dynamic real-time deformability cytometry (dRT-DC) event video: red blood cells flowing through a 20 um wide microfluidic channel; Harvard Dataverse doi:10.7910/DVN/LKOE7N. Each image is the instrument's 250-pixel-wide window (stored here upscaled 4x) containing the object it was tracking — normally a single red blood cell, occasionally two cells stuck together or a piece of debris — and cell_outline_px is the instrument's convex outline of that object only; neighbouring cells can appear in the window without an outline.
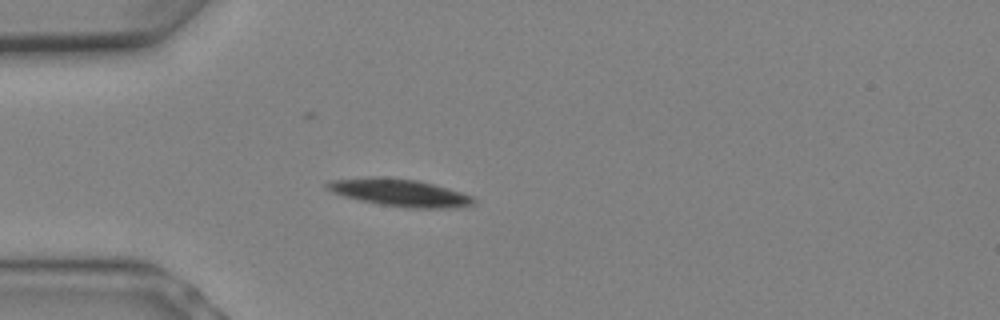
{"species": "Egyptian fruit bat (a non-hibernating species)", "species_latin": "Rousettus aegyptiacus", "temperature_condition": "warm", "stored_images_in_passage": 9, "camera_frame_rate_fps": 3000, "um_per_image_px": 0.085, "animal": {"sex": "female"}, "frame": {"image": 1, "passage_image": 7, "time_ms": 2.0, "image_size_px": [1000, 320], "cell_outline_px": [[476, 204], [456, 208], [408, 208], [380, 204], [360, 200], [344, 196], [332, 192], [324, 188], [324, 184], [332, 180], [376, 176], [416, 180], [448, 188], [472, 196], [476, 200]], "centroid_in_image_um": [33.98, 16.38], "position_along_channel_um": 51.0, "area_um2": 23.35}}
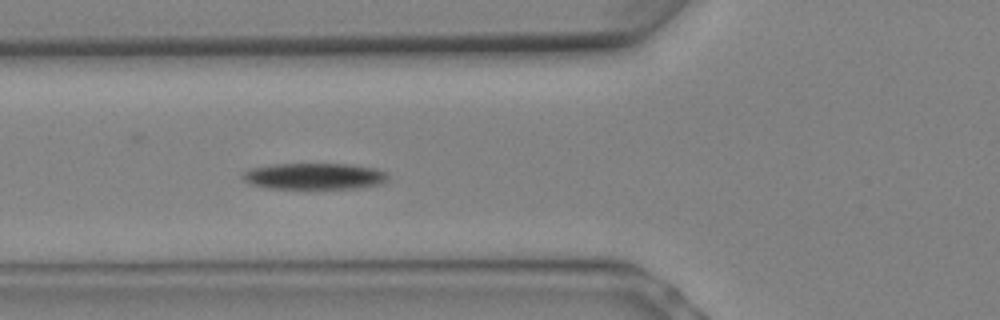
{"frame": {"image": 2, "passage_image": 9, "time_ms": 2.667, "image_size_px": [1000, 320], "cell_outline_px": [[388, 180], [380, 184], [356, 188], [268, 188], [248, 184], [240, 176], [248, 168], [272, 164], [352, 164], [376, 168], [384, 172], [388, 176]], "centroid_in_image_um": [26.67, 14.97], "position_along_channel_um": 99.1, "area_um2": 22.43}}